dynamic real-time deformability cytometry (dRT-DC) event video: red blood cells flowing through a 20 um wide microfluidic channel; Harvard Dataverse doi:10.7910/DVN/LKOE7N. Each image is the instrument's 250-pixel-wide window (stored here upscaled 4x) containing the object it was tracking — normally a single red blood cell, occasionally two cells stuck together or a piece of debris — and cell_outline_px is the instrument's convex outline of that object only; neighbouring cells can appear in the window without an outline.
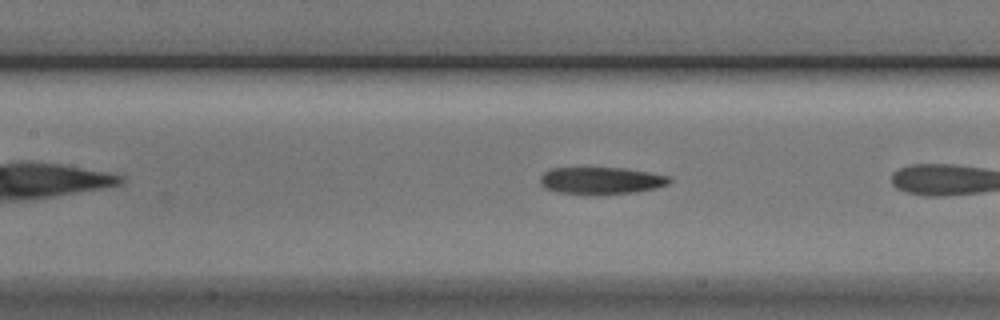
{"species": "Egyptian fruit bat (a non-hibernating species)", "species_latin": "Rousettus aegyptiacus", "temperature_condition": "cold", "stored_images_in_passage": 9, "camera_frame_rate_fps": 3000, "um_per_image_px": 0.085, "animal": {"sex": "male"}, "frame": {"image": 1, "passage_image": 8, "time_ms": 2.333, "image_size_px": [1000, 320], "cell_outline_px": [[672, 180], [668, 184], [656, 188], [636, 192], [556, 192], [544, 188], [540, 184], [540, 176], [544, 172], [552, 168], [624, 168], [672, 176]], "centroid_in_image_um": [51.12, 15.31], "position_along_channel_um": 156.3, "area_um2": 19.77}}